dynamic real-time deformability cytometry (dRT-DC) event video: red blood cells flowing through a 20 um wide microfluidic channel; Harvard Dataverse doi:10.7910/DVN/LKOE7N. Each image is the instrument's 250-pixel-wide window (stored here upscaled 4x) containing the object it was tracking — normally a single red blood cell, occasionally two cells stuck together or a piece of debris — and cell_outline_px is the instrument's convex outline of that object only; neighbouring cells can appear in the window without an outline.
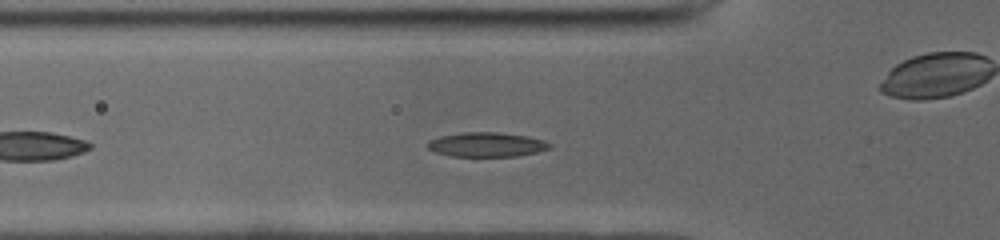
{"species": "common noctule bat (a hibernating species)", "species_latin": "Nyctalus noctula", "temperature_condition": "cold", "stored_images_in_passage": 40, "camera_frame_rate_fps": 3000, "um_per_image_px": 0.085, "animal": {"sex": "male", "body_mass_g": 19.0, "forearm_length_mm": 50.8}, "frame": {"image": 1, "passage_image": 5, "time_ms": 1.333, "image_size_px": [1000, 240], "cell_outline_px": [[552, 148], [536, 152], [516, 156], [452, 156], [436, 152], [428, 148], [424, 144], [428, 140], [440, 136], [464, 132], [496, 132], [528, 136], [544, 140], [552, 144]], "centroid_in_image_um": [41.36, 12.28], "position_along_channel_um": 84.4, "area_um2": 17.46}}
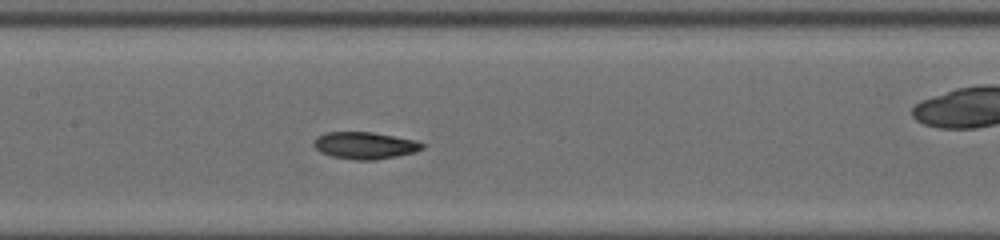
{"frame": {"image": 2, "passage_image": 12, "time_ms": 3.667, "image_size_px": [1000, 240], "cell_outline_px": [[424, 148], [416, 152], [376, 160], [356, 160], [332, 156], [320, 152], [312, 144], [312, 140], [316, 136], [324, 132], [372, 132], [416, 140], [424, 144]], "centroid_in_image_um": [30.99, 12.36], "position_along_channel_um": 176.4, "area_um2": 17.22}}
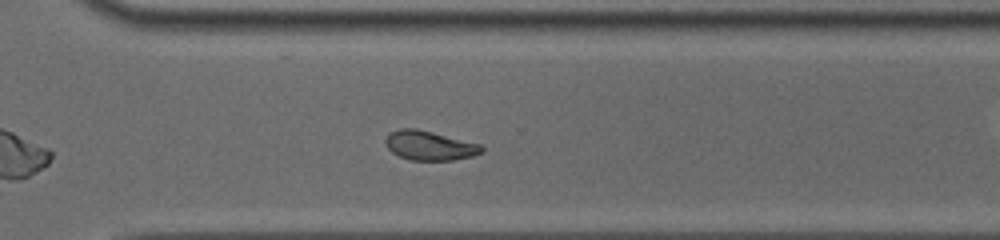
{"frame": {"image": 3, "passage_image": 24, "time_ms": 7.667, "image_size_px": [1000, 240], "cell_outline_px": [[484, 152], [472, 156], [452, 160], [408, 160], [392, 152], [388, 148], [384, 140], [388, 132], [400, 128], [416, 128], [480, 144], [484, 148]], "centroid_in_image_um": [36.49, 12.37], "position_along_channel_um": 334.1, "area_um2": 16.47}, "authors_computed_cell_mechanics": {"area_um2": 17.3111, "velocity_mm_per_s": 3.9361, "shape_relaxation_time_tau1_ms": 8.2476, "shape_relaxation_time_tau2_ms": 3.8013, "deformation_change_tau1": 0.1968, "deformation_change_tau2": 0.0855}}